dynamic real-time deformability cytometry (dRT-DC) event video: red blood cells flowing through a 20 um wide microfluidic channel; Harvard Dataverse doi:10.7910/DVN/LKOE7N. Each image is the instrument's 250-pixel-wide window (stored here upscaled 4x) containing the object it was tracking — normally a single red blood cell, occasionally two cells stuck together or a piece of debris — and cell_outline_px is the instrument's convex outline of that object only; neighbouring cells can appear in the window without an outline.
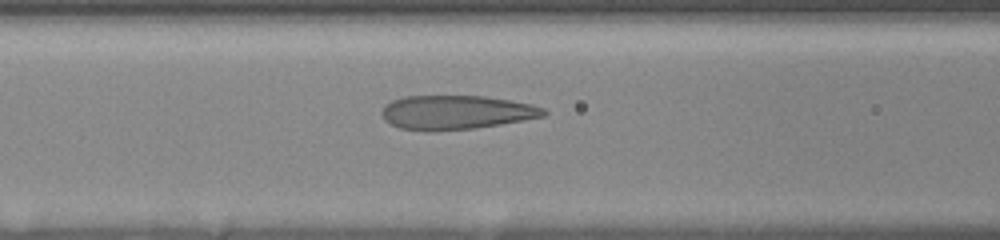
{"species": "human", "species_latin": "Homo sapiens", "temperature_condition": "room temperature", "stored_images_in_passage": 26, "camera_frame_rate_fps": 3000, "um_per_image_px": 0.085, "donor": {"sex": "female"}, "frame": {"image": 1, "passage_image": 26, "time_ms": 7.667, "image_size_px": [1000, 240], "cell_outline_px": [[548, 112], [544, 116], [524, 120], [476, 128], [432, 132], [428, 132], [400, 128], [384, 120], [380, 112], [384, 104], [392, 100], [404, 96], [484, 96], [532, 104], [544, 108]], "centroid_in_image_um": [38.73, 9.56], "position_along_channel_um": 127.9, "area_um2": 32.43}}